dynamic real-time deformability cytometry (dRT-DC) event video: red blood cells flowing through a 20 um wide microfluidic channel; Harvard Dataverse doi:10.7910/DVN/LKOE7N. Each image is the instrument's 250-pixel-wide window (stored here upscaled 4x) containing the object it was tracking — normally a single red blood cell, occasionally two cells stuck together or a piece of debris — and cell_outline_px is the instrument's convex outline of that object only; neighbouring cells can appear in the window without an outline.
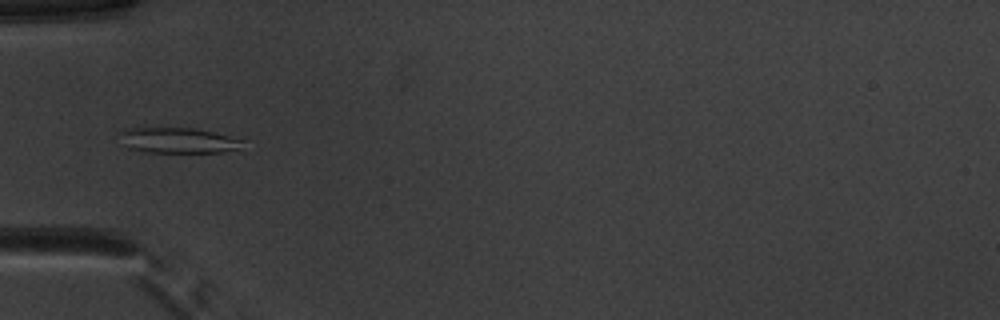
{"species": "common noctule bat (a hibernating species)", "species_latin": "Nyctalus noctula", "temperature_condition": "warm", "stored_images_in_passage": 35, "camera_frame_rate_fps": 3000, "um_per_image_px": 0.085, "animal": {"sex": "male", "body_mass_g": 20.1, "forearm_length_mm": 53.5}, "frame": {"image": 1, "passage_image": 1, "time_ms": 0.0, "image_size_px": [1000, 320], "cell_outline_px": [[248, 140], [236, 148], [220, 152], [144, 152], [128, 148], [116, 132], [128, 128], [196, 128]], "centroid_in_image_um": [15.11, 11.92], "position_along_channel_um": 69.9, "area_um2": 18.26}}
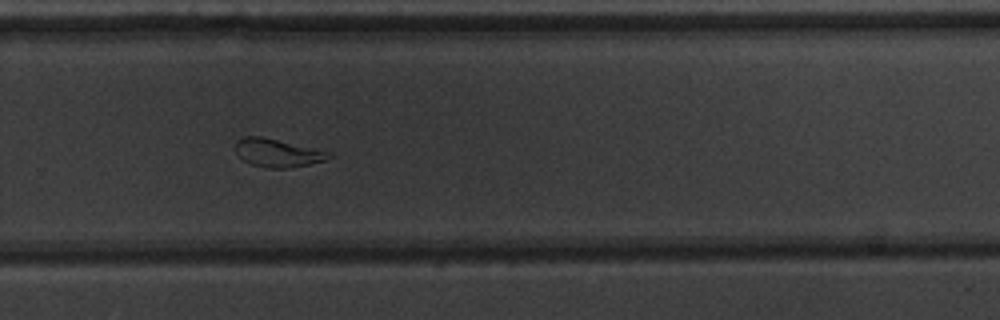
{"frame": {"image": 2, "passage_image": 19, "time_ms": 6.0, "image_size_px": [1000, 320], "cell_outline_px": [[332, 156], [324, 160], [308, 164], [288, 168], [264, 168], [252, 164], [244, 160], [236, 152], [236, 140], [244, 136], [260, 136], [332, 152]], "centroid_in_image_um": [23.58, 12.99], "position_along_channel_um": 306.2, "area_um2": 15.14}}
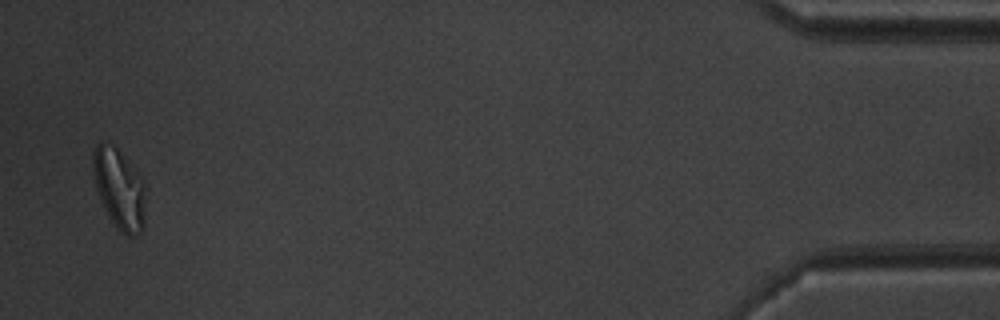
{"frame": {"image": 3, "passage_image": 34, "time_ms": 11.0, "image_size_px": [1000, 320], "cell_outline_px": [[148, 188], [144, 228], [136, 236], [128, 236], [116, 228], [96, 188], [92, 172], [92, 152], [96, 144], [100, 140], [104, 140], [116, 148], [120, 152], [144, 180]], "centroid_in_image_um": [10.19, 16.03], "position_along_channel_um": 425.0, "area_um2": 25.09}, "authors_computed_cell_mechanics": {"area_um2": 16.9354, "velocity_mm_per_s": 3.9428, "shape_relaxation_time_tau1_ms": 4.4614, "shape_relaxation_time_tau2_ms": 2.3904, "deformation_change_tau1": 0.1509, "deformation_change_tau2": 0.0527}}